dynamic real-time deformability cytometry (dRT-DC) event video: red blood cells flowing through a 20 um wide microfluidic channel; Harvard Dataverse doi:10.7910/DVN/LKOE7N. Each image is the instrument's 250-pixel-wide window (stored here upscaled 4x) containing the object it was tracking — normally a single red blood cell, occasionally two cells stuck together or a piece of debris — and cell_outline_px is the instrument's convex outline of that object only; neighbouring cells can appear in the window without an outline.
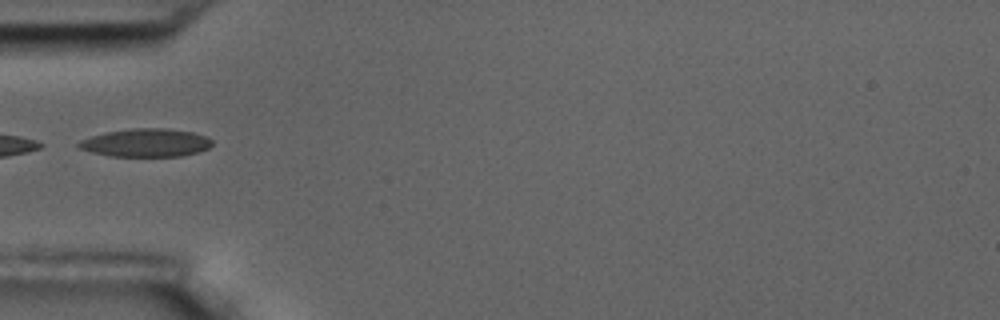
{"species": "common noctule bat (a hibernating species)", "species_latin": "Nyctalus noctula", "temperature_condition": "room temperature", "stored_images_in_passage": 6, "camera_frame_rate_fps": 3000, "um_per_image_px": 0.085, "animal": {"sex": "male", "body_mass_g": 17.5, "forearm_length_mm": 52.3}, "frame": {"image": 1, "passage_image": 6, "time_ms": 5.667, "image_size_px": [1000, 320], "cell_outline_px": [[212, 144], [208, 148], [196, 152], [180, 156], [108, 156], [92, 152], [80, 148], [76, 144], [80, 140], [104, 132], [132, 128], [164, 128], [192, 132], [204, 136], [212, 140]], "centroid_in_image_um": [12.37, 12.13], "position_along_channel_um": 72.6, "area_um2": 21.73}}